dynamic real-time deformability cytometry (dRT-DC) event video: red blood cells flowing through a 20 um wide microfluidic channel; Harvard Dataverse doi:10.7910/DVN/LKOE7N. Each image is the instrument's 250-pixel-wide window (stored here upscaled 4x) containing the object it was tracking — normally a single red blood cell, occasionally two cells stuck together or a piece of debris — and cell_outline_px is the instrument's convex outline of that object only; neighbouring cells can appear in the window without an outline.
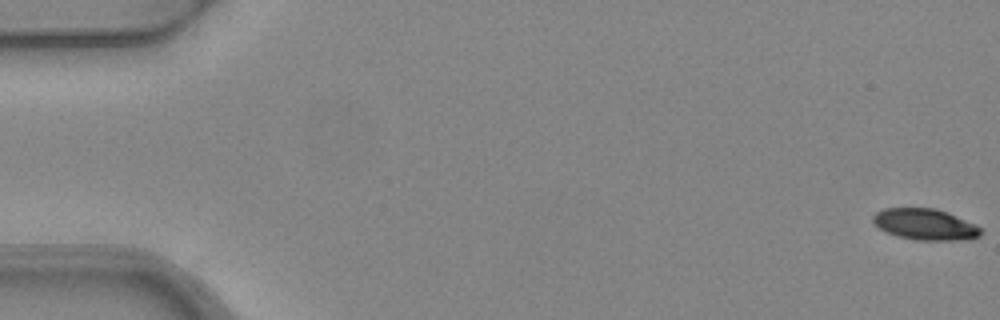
{"species": "common noctule bat (a hibernating species)", "species_latin": "Nyctalus noctula", "temperature_condition": "warm", "stored_images_in_passage": 5, "camera_frame_rate_fps": 3000, "um_per_image_px": 0.085, "animal": {"sex": "female", "body_mass_g": 24.6, "forearm_length_mm": 56.2}, "frame": {"image": 1, "passage_image": 1, "time_ms": 0.0, "image_size_px": [1000, 320], "cell_outline_px": [[984, 232], [980, 236], [972, 240], [916, 240], [900, 236], [888, 232], [880, 228], [872, 220], [872, 216], [876, 212], [884, 208], [932, 208], [944, 212], [976, 224]], "centroid_in_image_um": [78.68, 19.08], "position_along_channel_um": 6.3, "area_um2": 19.42}}
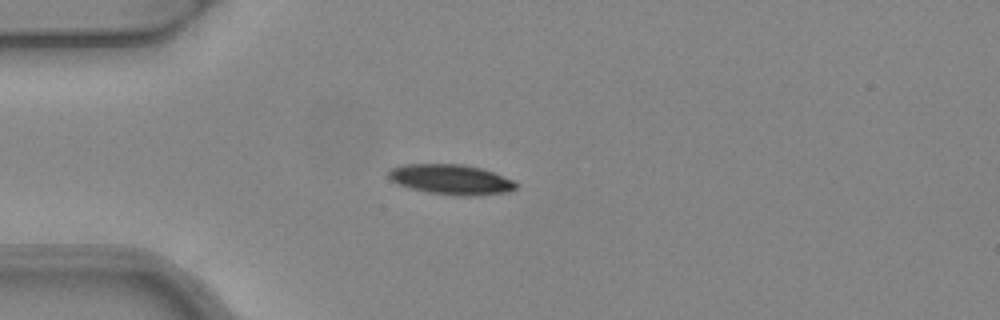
{"frame": {"image": 2, "passage_image": 5, "time_ms": 1.333, "image_size_px": [1000, 320], "cell_outline_px": [[520, 184], [516, 188], [508, 192], [480, 196], [456, 196], [428, 192], [408, 188], [396, 184], [388, 176], [388, 172], [392, 168], [404, 164], [464, 164], [480, 168], [492, 172], [512, 180]], "centroid_in_image_um": [38.34, 15.27], "position_along_channel_um": 46.7, "area_um2": 22.54}}